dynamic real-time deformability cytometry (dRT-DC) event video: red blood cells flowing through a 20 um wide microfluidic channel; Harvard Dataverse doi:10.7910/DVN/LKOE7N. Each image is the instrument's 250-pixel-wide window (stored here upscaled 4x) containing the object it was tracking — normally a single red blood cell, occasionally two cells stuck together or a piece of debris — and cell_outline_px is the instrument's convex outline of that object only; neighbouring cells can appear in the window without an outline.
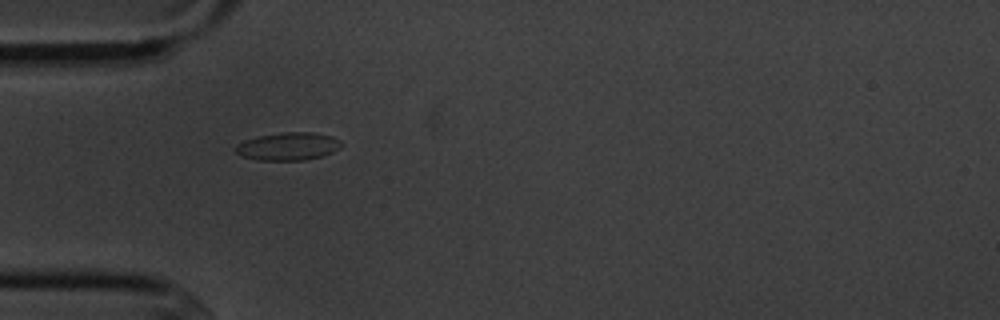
{"species": "common noctule bat (a hibernating species)", "species_latin": "Nyctalus noctula", "temperature_condition": "cold", "stored_images_in_passage": 11, "camera_frame_rate_fps": 3000, "um_per_image_px": 0.085, "animal": {"sex": "male", "body_mass_g": 20.1, "forearm_length_mm": 53.5}, "frame": {"image": 1, "passage_image": 1, "time_ms": 0.0, "image_size_px": [1000, 320], "cell_outline_px": [[344, 144], [340, 148], [332, 152], [320, 156], [304, 160], [256, 160], [240, 156], [236, 152], [236, 144], [244, 140], [260, 136], [280, 132], [312, 132], [332, 136], [340, 140]], "centroid_in_image_um": [24.49, 12.43], "position_along_channel_um": 60.5, "area_um2": 17.22}}
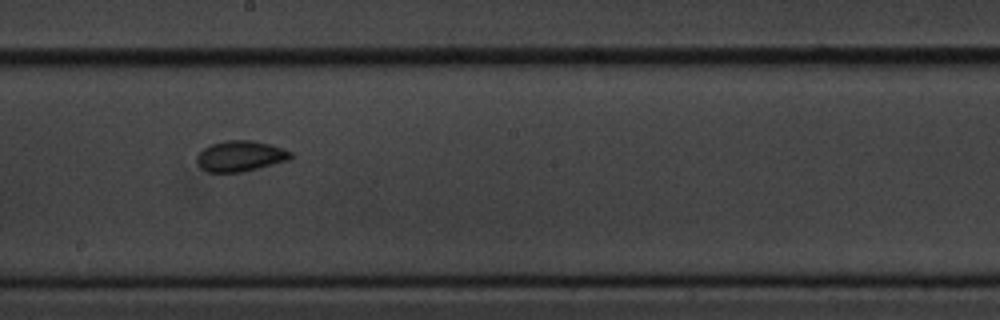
{"frame": {"image": 2, "passage_image": 5, "time_ms": 4.667, "image_size_px": [1000, 320], "cell_outline_px": [[292, 156], [288, 160], [240, 172], [208, 172], [200, 168], [196, 160], [196, 156], [208, 144], [224, 140], [252, 140], [272, 144], [284, 148], [292, 152]], "centroid_in_image_um": [20.4, 13.24], "position_along_channel_um": 227.8, "area_um2": 16.88}}
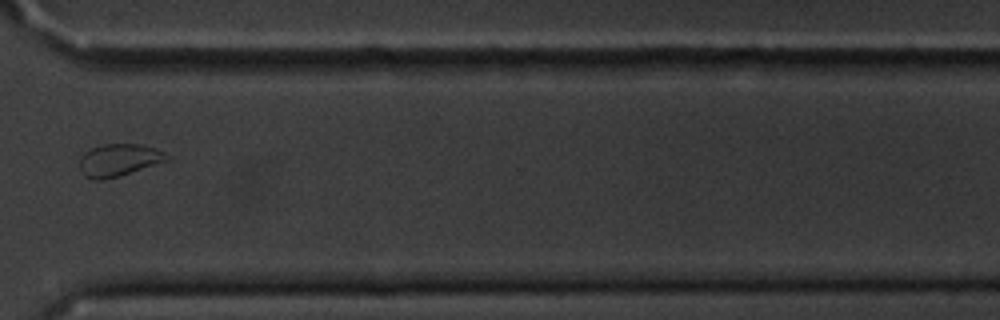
{"frame": {"image": 3, "passage_image": 8, "time_ms": 8.333, "image_size_px": [1000, 320], "cell_outline_px": [[172, 160], [104, 180], [96, 180], [84, 176], [80, 172], [80, 156], [84, 152], [92, 148], [104, 144], [140, 144], [156, 148], [172, 156]], "centroid_in_image_um": [10.14, 13.6], "position_along_channel_um": 360.5, "area_um2": 16.7}, "authors_computed_cell_mechanics": {"area_um2": 16.8776, "velocity_mm_per_s": 3.6264, "shape_relaxation_time_tau1_ms": 4.3789, "shape_relaxation_time_tau2_ms": null, "deformation_change_tau1": 0.0809, "deformation_change_tau2": null}}